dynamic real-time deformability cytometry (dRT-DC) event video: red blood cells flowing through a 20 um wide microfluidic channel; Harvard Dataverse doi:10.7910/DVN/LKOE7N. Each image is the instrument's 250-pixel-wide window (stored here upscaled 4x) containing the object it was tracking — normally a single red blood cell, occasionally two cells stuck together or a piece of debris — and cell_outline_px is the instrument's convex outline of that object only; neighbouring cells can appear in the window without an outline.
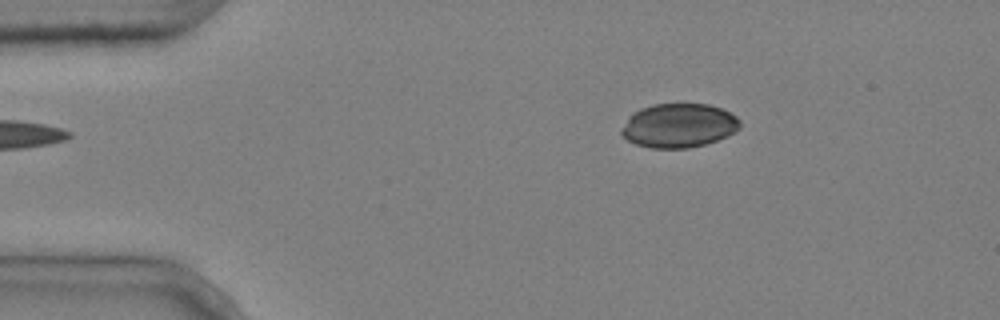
{"species": "common noctule bat (a hibernating species)", "species_latin": "Nyctalus noctula", "temperature_condition": "cold", "stored_images_in_passage": 2, "camera_frame_rate_fps": 3000, "um_per_image_px": 0.085, "animal": {"sex": "male", "body_mass_g": 20.4}, "frame": {"image": 1, "passage_image": 2, "time_ms": 0.333, "image_size_px": [1000, 320], "cell_outline_px": [[740, 128], [736, 132], [716, 140], [704, 144], [688, 148], [652, 148], [636, 144], [628, 140], [620, 132], [628, 116], [632, 112], [640, 108], [652, 104], [708, 104], [724, 108], [736, 116], [740, 120]], "centroid_in_image_um": [57.71, 10.66], "position_along_channel_um": 27.3, "area_um2": 30.58}}